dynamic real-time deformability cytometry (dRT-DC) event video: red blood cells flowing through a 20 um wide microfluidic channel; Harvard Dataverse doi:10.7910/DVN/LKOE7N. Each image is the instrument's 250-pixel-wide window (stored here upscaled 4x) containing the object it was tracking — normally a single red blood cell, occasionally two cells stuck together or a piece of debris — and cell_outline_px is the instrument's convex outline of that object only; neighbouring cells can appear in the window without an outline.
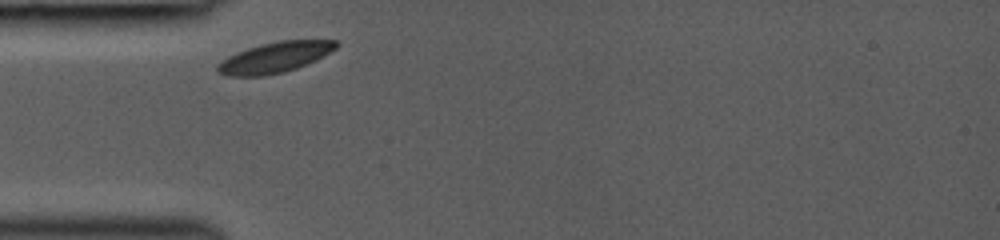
{"species": "common noctule bat (a hibernating species)", "species_latin": "Nyctalus noctula", "temperature_condition": "room temperature", "stored_images_in_passage": 2, "camera_frame_rate_fps": 3000, "um_per_image_px": 0.085, "animal": {"sex": "female", "body_mass_g": 19.0, "forearm_length_mm": 53.3}, "frame": {"image": 1, "passage_image": 1, "time_ms": 0.0, "image_size_px": [1000, 240], "cell_outline_px": [[340, 44], [336, 48], [316, 60], [296, 68], [284, 72], [264, 76], [228, 76], [216, 72], [216, 64], [220, 60], [228, 56], [248, 48], [260, 44], [280, 40], [336, 40]], "centroid_in_image_um": [23.33, 4.88], "position_along_channel_um": 61.7, "area_um2": 21.21}}